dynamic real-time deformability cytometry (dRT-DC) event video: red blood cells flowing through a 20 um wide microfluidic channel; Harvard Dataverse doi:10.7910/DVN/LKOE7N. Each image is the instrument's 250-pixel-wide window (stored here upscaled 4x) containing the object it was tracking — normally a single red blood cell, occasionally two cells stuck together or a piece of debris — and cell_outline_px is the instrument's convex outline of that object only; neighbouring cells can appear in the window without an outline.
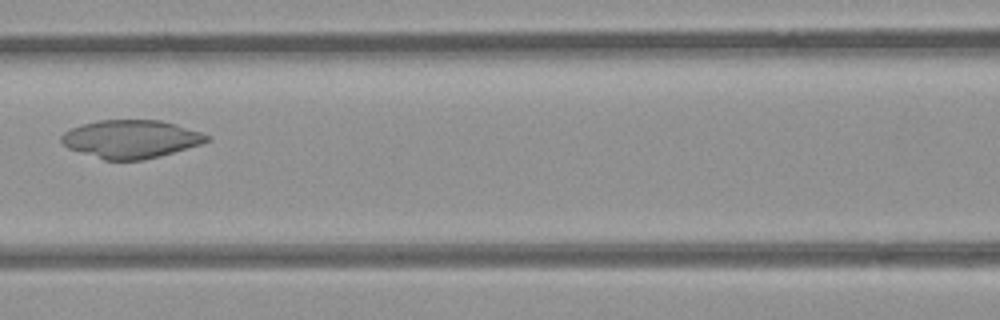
{"species": "common noctule bat (a hibernating species)", "species_latin": "Nyctalus noctula", "temperature_condition": "room temperature", "stored_images_in_passage": 8, "camera_frame_rate_fps": 3000, "um_per_image_px": 0.085, "animal": {"sex": "female", "body_mass_g": 21.9}, "frame": {"image": 1, "passage_image": 7, "time_ms": 7.667, "image_size_px": [1000, 320], "cell_outline_px": [[212, 140], [200, 144], [160, 156], [144, 160], [104, 160], [68, 148], [60, 140], [60, 136], [64, 132], [72, 128], [84, 124], [100, 120], [160, 120], [176, 124], [212, 136]], "centroid_in_image_um": [11.15, 11.82], "position_along_channel_um": 155.5, "area_um2": 32.19}}
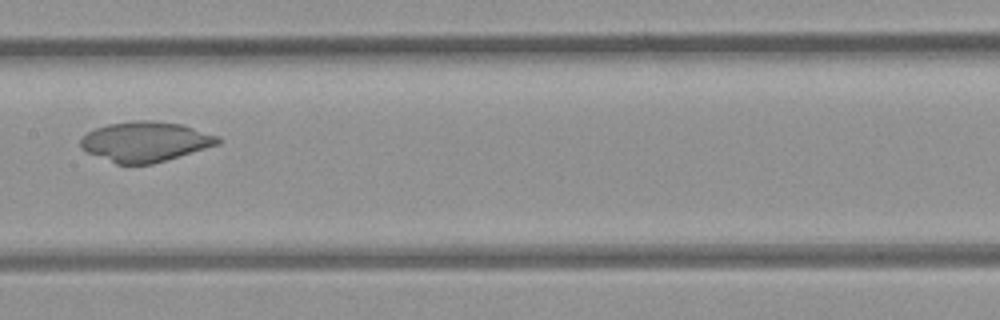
{"frame": {"image": 2, "passage_image": 8, "time_ms": 8.667, "image_size_px": [1000, 320], "cell_outline_px": [[220, 144], [152, 164], [116, 164], [88, 152], [80, 148], [80, 140], [88, 132], [96, 128], [108, 124], [132, 120], [152, 120], [180, 124], [220, 136]], "centroid_in_image_um": [12.36, 12.03], "position_along_channel_um": 195.0, "area_um2": 31.91}}